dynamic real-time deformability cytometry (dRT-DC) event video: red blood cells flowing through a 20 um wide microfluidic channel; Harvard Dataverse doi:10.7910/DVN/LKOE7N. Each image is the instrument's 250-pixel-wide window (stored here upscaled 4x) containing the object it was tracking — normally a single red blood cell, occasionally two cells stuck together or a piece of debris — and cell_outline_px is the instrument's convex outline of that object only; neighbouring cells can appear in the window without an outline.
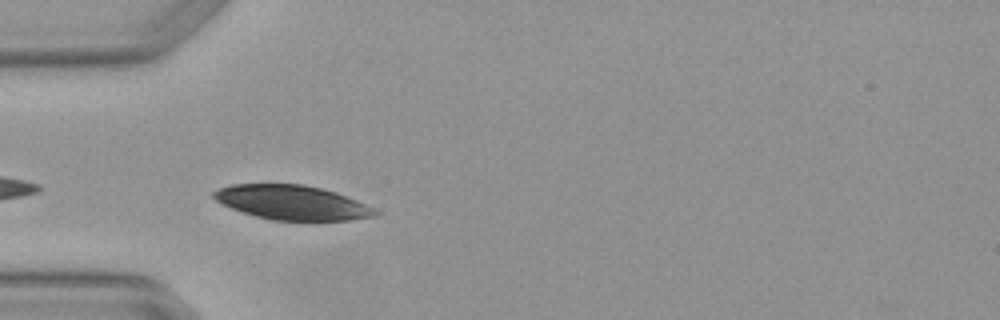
{"species": "Egyptian fruit bat (a non-hibernating species)", "species_latin": "Rousettus aegyptiacus", "temperature_condition": "warm", "stored_images_in_passage": 5, "camera_frame_rate_fps": 3000, "um_per_image_px": 0.085, "animal": {"sex": "female"}, "frame": {"image": 1, "passage_image": 4, "time_ms": 1.0, "image_size_px": [1000, 320], "cell_outline_px": [[380, 212], [376, 216], [348, 220], [272, 220], [256, 216], [220, 204], [212, 196], [212, 192], [220, 188], [232, 184], [304, 184], [336, 192], [356, 200]], "centroid_in_image_um": [24.8, 17.21], "position_along_channel_um": 60.2, "area_um2": 32.14}}
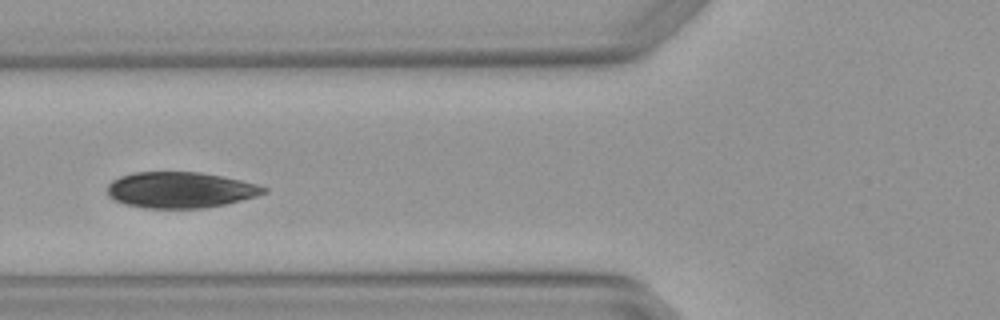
{"frame": {"image": 2, "passage_image": 5, "time_ms": 1.333, "image_size_px": [1000, 320], "cell_outline_px": [[268, 192], [256, 196], [224, 204], [204, 208], [144, 208], [124, 204], [108, 196], [108, 184], [112, 180], [120, 176], [132, 172], [200, 172], [240, 180], [256, 184], [268, 188]], "centroid_in_image_um": [15.3, 16.14], "position_along_channel_um": 110.5, "area_um2": 32.71}}